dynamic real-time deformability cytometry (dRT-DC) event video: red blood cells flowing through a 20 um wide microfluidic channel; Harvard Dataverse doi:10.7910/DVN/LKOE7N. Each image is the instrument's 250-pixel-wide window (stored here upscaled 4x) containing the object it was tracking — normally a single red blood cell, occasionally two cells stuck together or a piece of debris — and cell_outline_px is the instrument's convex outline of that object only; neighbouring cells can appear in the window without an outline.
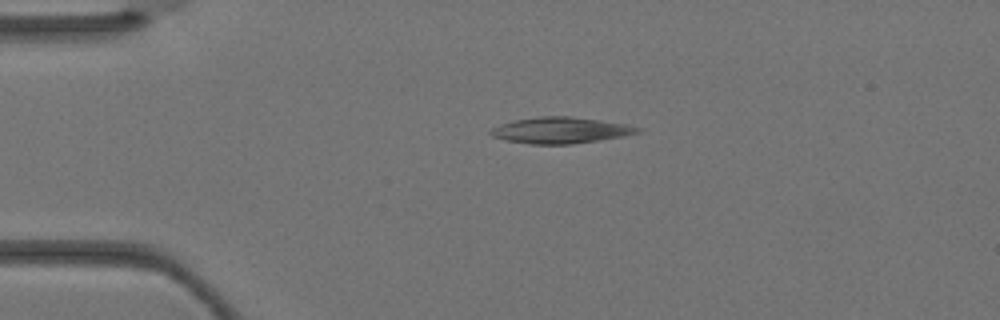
{"species": "Egyptian fruit bat (a non-hibernating species)", "species_latin": "Rousettus aegyptiacus", "temperature_condition": "warm", "stored_images_in_passage": 3, "camera_frame_rate_fps": 3000, "um_per_image_px": 0.085, "animal": {"sex": "female"}, "frame": {"image": 1, "passage_image": 3, "time_ms": 0.667, "image_size_px": [1000, 320], "cell_outline_px": [[644, 128], [640, 132], [624, 136], [572, 144], [532, 144], [504, 140], [492, 136], [488, 132], [492, 128], [500, 124], [516, 120], [540, 116], [568, 116], [600, 120], [624, 124]], "centroid_in_image_um": [47.64, 11.07], "position_along_channel_um": 37.4, "area_um2": 22.31}}